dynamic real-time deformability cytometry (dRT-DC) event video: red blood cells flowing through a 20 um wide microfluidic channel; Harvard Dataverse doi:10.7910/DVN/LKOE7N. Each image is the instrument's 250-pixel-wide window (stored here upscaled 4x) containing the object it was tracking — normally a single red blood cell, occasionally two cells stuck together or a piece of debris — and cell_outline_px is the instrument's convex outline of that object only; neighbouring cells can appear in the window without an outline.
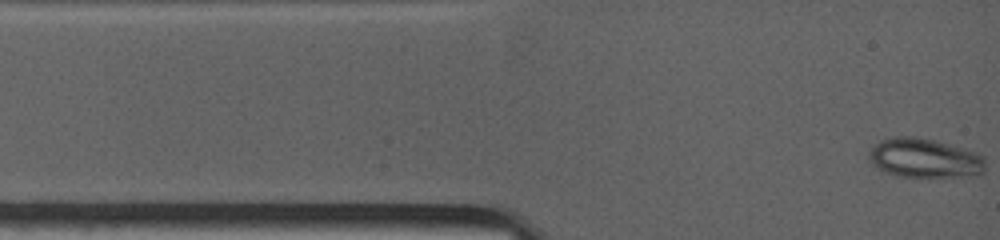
{"species": "common noctule bat (a hibernating species)", "species_latin": "Nyctalus noctula", "temperature_condition": "warm", "stored_images_in_passage": 20, "camera_frame_rate_fps": 4500, "um_per_image_px": 0.085, "animal": {"sex": "female", "body_mass_g": 19.0, "forearm_length_mm": 53.3}, "frame": {"image": 1, "passage_image": 1, "time_ms": 0.0, "image_size_px": [1000, 240], "cell_outline_px": [[984, 172], [980, 176], [896, 176], [876, 168], [868, 160], [868, 152], [880, 140], [896, 136], [916, 136], [936, 140], [976, 152], [984, 156]], "centroid_in_image_um": [78.58, 13.43], "position_along_channel_um": 6.4, "area_um2": 26.88}}
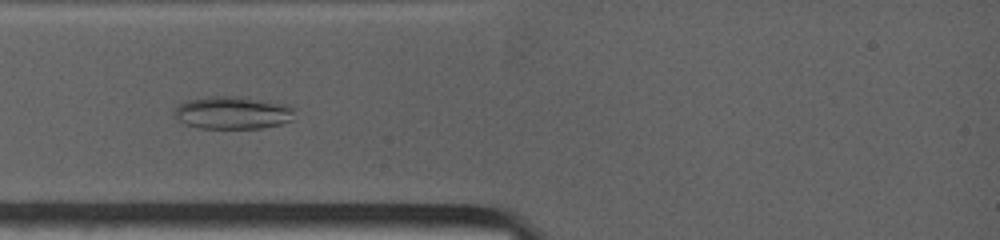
{"frame": {"image": 2, "passage_image": 15, "time_ms": 2.667, "image_size_px": [1000, 240], "cell_outline_px": [[292, 120], [280, 124], [260, 128], [200, 128], [184, 124], [172, 112], [172, 108], [188, 100], [204, 96], [240, 96], [292, 104]], "centroid_in_image_um": [19.76, 9.56], "position_along_channel_um": 65.2, "area_um2": 23.18}}